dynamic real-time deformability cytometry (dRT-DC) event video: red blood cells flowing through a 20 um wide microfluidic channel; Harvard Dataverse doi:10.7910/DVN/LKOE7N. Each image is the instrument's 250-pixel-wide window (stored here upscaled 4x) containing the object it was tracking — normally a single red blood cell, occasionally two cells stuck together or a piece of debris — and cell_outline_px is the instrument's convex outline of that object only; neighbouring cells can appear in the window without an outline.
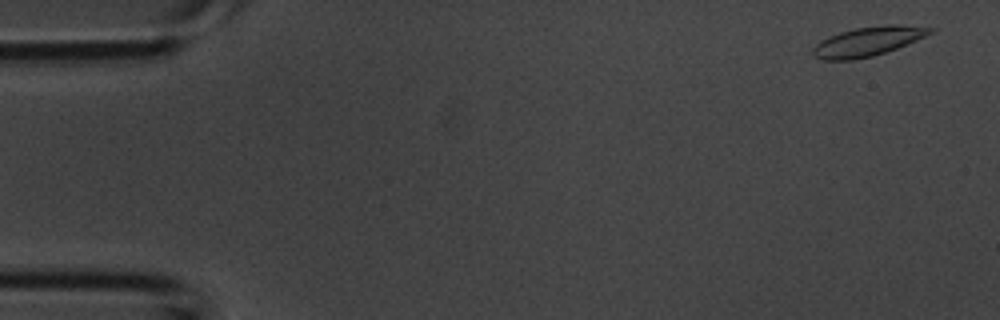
{"species": "common noctule bat (a hibernating species)", "species_latin": "Nyctalus noctula", "temperature_condition": "room temperature", "stored_images_in_passage": 5, "camera_frame_rate_fps": 3000, "um_per_image_px": 0.085, "animal": {"sex": "male", "body_mass_g": 20.1, "forearm_length_mm": 53.5}, "frame": {"image": 1, "passage_image": 1, "time_ms": 0.0, "image_size_px": [1000, 320], "cell_outline_px": [[936, 32], [896, 48], [872, 56], [852, 60], [824, 60], [816, 56], [812, 52], [812, 48], [820, 40], [828, 36], [840, 32], [856, 28], [884, 24], [900, 24], [936, 28]], "centroid_in_image_um": [73.8, 3.5], "position_along_channel_um": 11.2, "area_um2": 20.06}}